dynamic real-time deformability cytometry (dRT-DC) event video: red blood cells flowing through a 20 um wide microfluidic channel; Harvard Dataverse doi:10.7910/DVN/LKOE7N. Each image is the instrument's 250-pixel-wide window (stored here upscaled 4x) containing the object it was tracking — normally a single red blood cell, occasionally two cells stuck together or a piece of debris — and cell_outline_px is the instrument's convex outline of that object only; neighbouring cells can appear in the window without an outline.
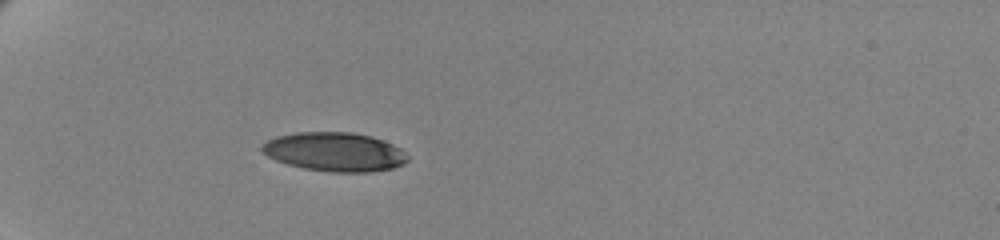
{"species": "human", "species_latin": "Homo sapiens", "temperature_condition": "cold", "stored_images_in_passage": 41, "camera_frame_rate_fps": 3000, "um_per_image_px": 0.085, "donor": {"sex": "female"}, "frame": {"image": 1, "passage_image": 1, "time_ms": 0.0, "image_size_px": [1000, 240], "cell_outline_px": [[408, 160], [404, 164], [392, 168], [372, 172], [328, 172], [304, 168], [288, 164], [276, 160], [268, 156], [260, 148], [268, 140], [276, 136], [296, 132], [352, 132], [372, 136], [384, 140], [400, 148], [408, 156]], "centroid_in_image_um": [28.47, 12.9], "position_along_channel_um": 56.5, "area_um2": 33.12}}
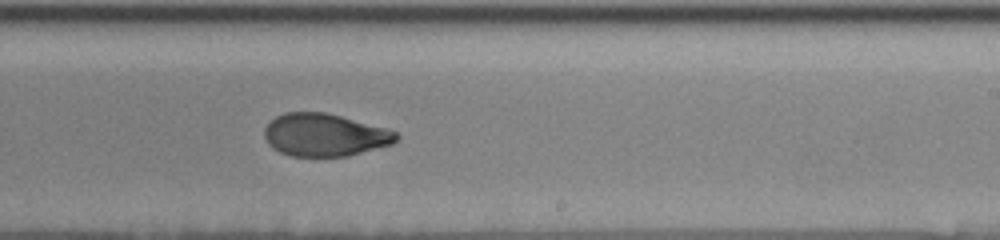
{"frame": {"image": 2, "passage_image": 21, "time_ms": 6.667, "image_size_px": [1000, 240], "cell_outline_px": [[400, 136], [392, 144], [348, 156], [292, 156], [280, 152], [272, 148], [268, 144], [264, 136], [264, 128], [276, 116], [284, 112], [324, 112], [388, 128], [396, 132]], "centroid_in_image_um": [27.59, 11.47], "position_along_channel_um": 261.4, "area_um2": 32.77}}
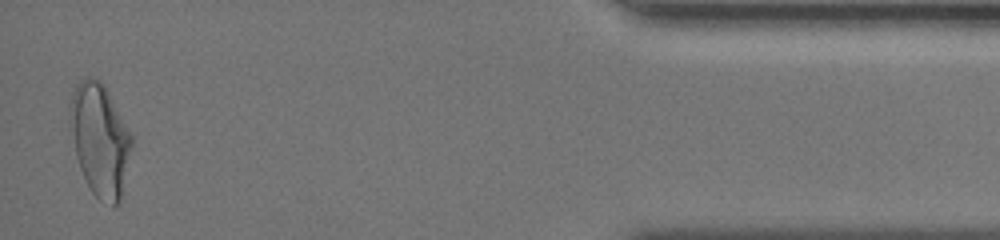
{"frame": {"image": 3, "passage_image": 40, "time_ms": 13.0, "image_size_px": [1000, 240], "cell_outline_px": [[132, 144], [120, 200], [112, 208], [100, 200], [92, 192], [80, 168], [76, 156], [68, 112], [72, 92], [76, 84], [80, 80], [88, 76], [100, 80], [104, 84], [132, 136]], "centroid_in_image_um": [8.47, 11.85], "position_along_channel_um": 426.7, "area_um2": 40.0}, "authors_computed_cell_mechanics": {"area_um2": 34.5644, "velocity_mm_per_s": 3.4736, "shape_relaxation_time_tau1_ms": 4.4259, "shape_relaxation_time_tau2_ms": 1.907, "deformation_change_tau1": 0.1754, "deformation_change_tau2": 0.065}}